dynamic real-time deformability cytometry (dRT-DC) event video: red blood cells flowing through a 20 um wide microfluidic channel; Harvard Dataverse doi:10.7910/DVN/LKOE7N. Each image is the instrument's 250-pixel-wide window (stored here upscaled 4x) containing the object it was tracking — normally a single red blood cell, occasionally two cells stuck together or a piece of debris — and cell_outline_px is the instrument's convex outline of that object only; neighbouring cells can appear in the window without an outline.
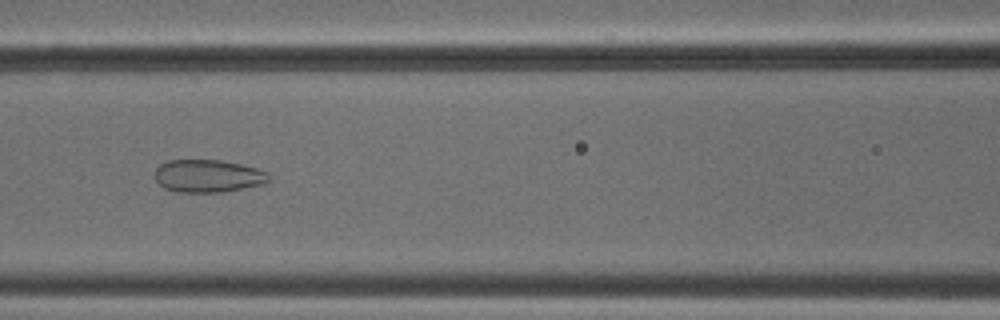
{"species": "common noctule bat (a hibernating species)", "species_latin": "Nyctalus noctula", "temperature_condition": "cold", "stored_images_in_passage": 47, "camera_frame_rate_fps": 3000, "um_per_image_px": 0.085, "animal": {"sex": "male", "body_mass_g": 18.8}, "frame": {"image": 1, "passage_image": 23, "time_ms": 7.333, "image_size_px": [1000, 320], "cell_outline_px": [[268, 180], [264, 184], [244, 188], [220, 192], [176, 192], [164, 188], [156, 180], [156, 168], [160, 164], [168, 160], [220, 160], [240, 164], [256, 168], [268, 172]], "centroid_in_image_um": [17.67, 14.96], "position_along_channel_um": 148.9, "area_um2": 21.62}}
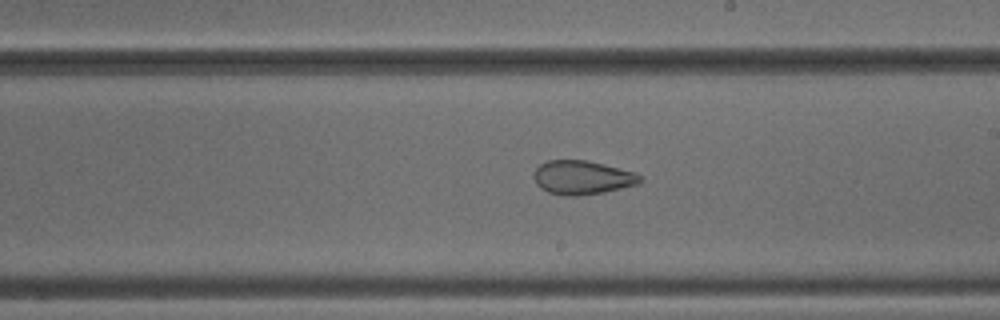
{"frame": {"image": 2, "passage_image": 30, "time_ms": 9.667, "image_size_px": [1000, 320], "cell_outline_px": [[644, 180], [636, 184], [604, 192], [580, 196], [564, 196], [548, 192], [540, 188], [536, 184], [532, 176], [532, 172], [540, 164], [548, 160], [588, 160], [636, 172]], "centroid_in_image_um": [49.45, 15.09], "position_along_channel_um": 239.5, "area_um2": 21.21}}
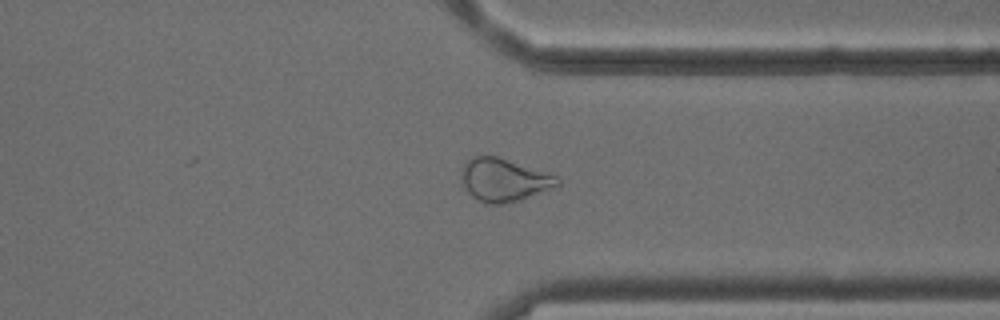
{"frame": {"image": 3, "passage_image": 40, "time_ms": 13.0, "image_size_px": [1000, 320], "cell_outline_px": [[560, 184], [556, 188], [520, 200], [500, 204], [484, 204], [472, 196], [468, 192], [464, 184], [460, 168], [472, 156], [496, 156], [556, 176], [560, 180]], "centroid_in_image_um": [42.83, 15.31], "position_along_channel_um": 368.6, "area_um2": 23.87}, "authors_computed_cell_mechanics": {"area_um2": 26.3568, "velocity_mm_per_s": 3.8882, "shape_relaxation_time_tau1_ms": null, "shape_relaxation_time_tau2_ms": 1.2267, "deformation_change_tau1": null, "deformation_change_tau2": 0.0812}}